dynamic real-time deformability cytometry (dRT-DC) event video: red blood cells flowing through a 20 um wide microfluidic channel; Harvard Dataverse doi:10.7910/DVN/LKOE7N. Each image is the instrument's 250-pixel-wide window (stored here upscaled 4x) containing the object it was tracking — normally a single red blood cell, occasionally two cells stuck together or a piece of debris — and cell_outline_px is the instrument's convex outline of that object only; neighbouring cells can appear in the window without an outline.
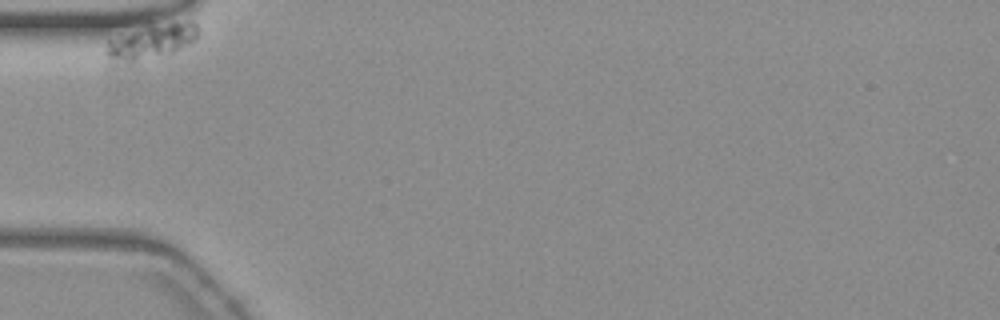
{"species": "common noctule bat (a hibernating species)", "species_latin": "Nyctalus noctula", "temperature_condition": "warm", "stored_images_in_passage": 35, "camera_frame_rate_fps": 3000, "um_per_image_px": 0.085, "animal": {"sex": "female", "body_mass_g": 19.3, "forearm_length_mm": 54.1}, "frame": {"image": 1, "passage_image": 1, "time_ms": 0.0, "image_size_px": [1000, 320], "cell_outline_px": [[200, 32], [196, 40], [192, 44], [172, 52], [132, 60], [124, 60], [108, 56], [104, 52], [108, 40], [120, 36], [148, 28], [188, 20], [192, 20], [200, 28]], "centroid_in_image_um": [13.03, 3.49], "position_along_channel_um": 72.0, "area_um2": 17.11}}
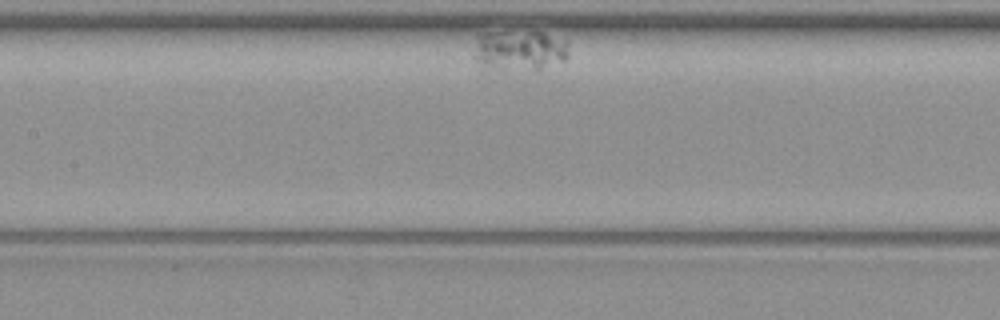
{"frame": {"image": 2, "passage_image": 15, "time_ms": 4.667, "image_size_px": [1000, 320], "cell_outline_px": [[568, 56], [564, 60], [536, 72], [480, 72], [476, 60], [476, 32], [544, 32], [564, 40], [568, 44]], "centroid_in_image_um": [44.08, 4.37], "position_along_channel_um": 163.3, "area_um2": 23.93}}
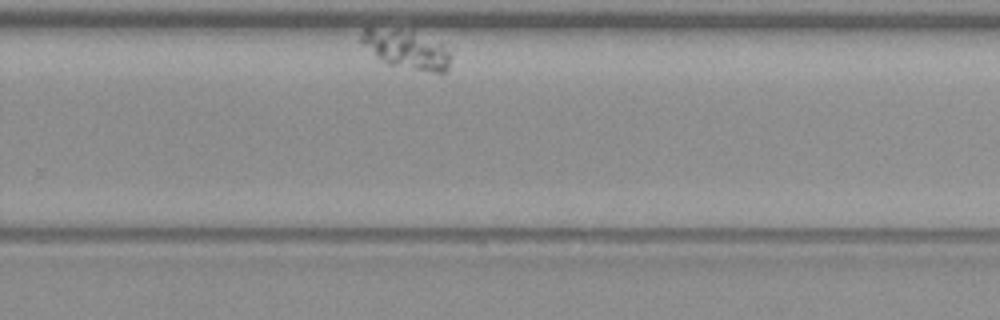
{"frame": {"image": 3, "passage_image": 34, "time_ms": 11.0, "image_size_px": [1000, 320], "cell_outline_px": [[456, 44], [448, 72], [436, 72], [388, 64], [376, 56], [360, 44], [360, 36], [364, 28], [412, 28]], "centroid_in_image_um": [34.76, 4.11], "position_along_channel_um": 295.0, "area_um2": 22.08}}